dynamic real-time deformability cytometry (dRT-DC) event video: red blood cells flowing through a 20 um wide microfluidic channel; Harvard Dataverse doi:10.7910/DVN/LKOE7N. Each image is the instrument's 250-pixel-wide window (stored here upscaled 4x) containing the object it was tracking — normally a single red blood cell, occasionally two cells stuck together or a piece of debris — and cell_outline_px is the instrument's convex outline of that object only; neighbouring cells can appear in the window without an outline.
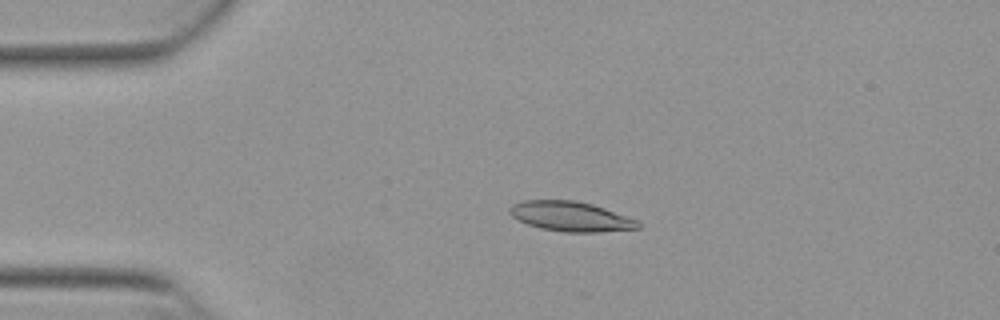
{"species": "Egyptian fruit bat (a non-hibernating species)", "species_latin": "Rousettus aegyptiacus", "temperature_condition": "warm", "stored_images_in_passage": 45, "camera_frame_rate_fps": 3000, "um_per_image_px": 0.085, "animal": {"sex": "female"}, "frame": {"image": 1, "passage_image": 11, "time_ms": 3.333, "image_size_px": [1000, 320], "cell_outline_px": [[640, 228], [600, 232], [564, 232], [540, 228], [528, 224], [512, 216], [508, 212], [508, 208], [512, 204], [524, 200], [576, 200], [592, 204], [604, 208], [636, 220], [640, 224]], "centroid_in_image_um": [48.47, 18.39], "position_along_channel_um": 36.5, "area_um2": 22.2}}
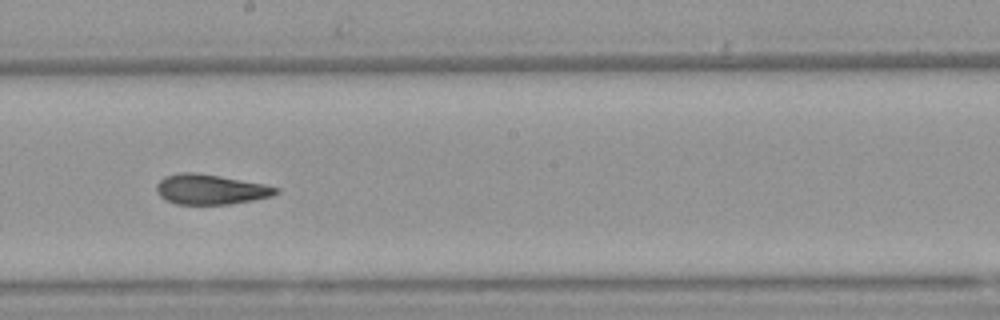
{"frame": {"image": 2, "passage_image": 29, "time_ms": 9.333, "image_size_px": [1000, 320], "cell_outline_px": [[280, 192], [272, 196], [252, 200], [228, 204], [176, 204], [164, 200], [156, 192], [156, 184], [164, 176], [180, 172], [196, 172], [220, 176], [264, 184], [280, 188]], "centroid_in_image_um": [17.87, 16.09], "position_along_channel_um": 230.3, "area_um2": 21.04}}
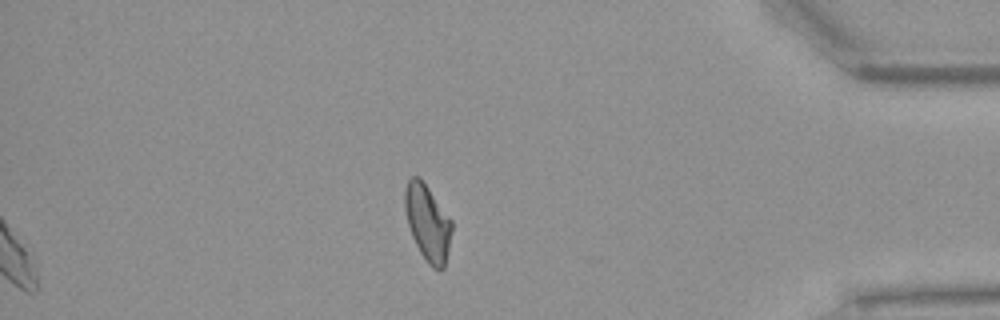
{"frame": {"image": 3, "passage_image": 45, "time_ms": 14.667, "image_size_px": [1000, 320], "cell_outline_px": [[452, 228], [448, 252], [444, 268], [432, 268], [428, 264], [420, 252], [412, 236], [408, 224], [404, 208], [404, 188], [408, 180], [412, 176], [420, 176], [452, 220]], "centroid_in_image_um": [36.34, 18.89], "position_along_channel_um": 398.9, "area_um2": 20.87}, "authors_computed_cell_mechanics": {"area_um2": 21.2704, "velocity_mm_per_s": 3.8594, "shape_relaxation_time_tau1_ms": null, "shape_relaxation_time_tau2_ms": 2.5681, "deformation_change_tau1": null, "deformation_change_tau2": 0.1011}}